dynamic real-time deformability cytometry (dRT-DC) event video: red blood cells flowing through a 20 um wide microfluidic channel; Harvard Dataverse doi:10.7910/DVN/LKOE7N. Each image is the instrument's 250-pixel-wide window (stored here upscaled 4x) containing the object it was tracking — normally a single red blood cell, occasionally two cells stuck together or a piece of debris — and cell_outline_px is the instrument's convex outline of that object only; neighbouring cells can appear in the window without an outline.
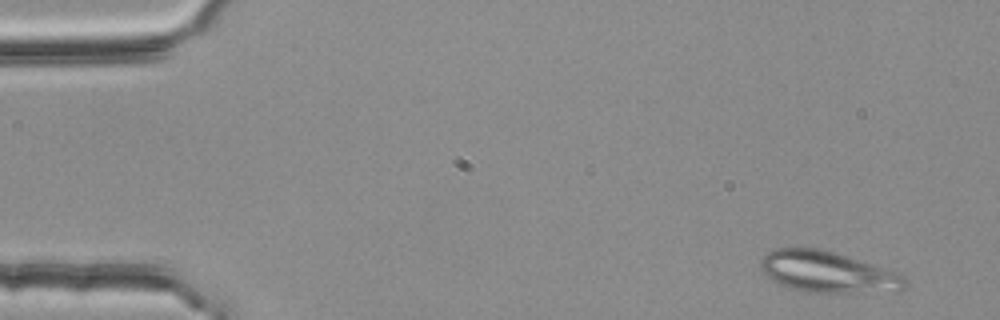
{"species": "common noctule bat (a hibernating species)", "species_latin": "Nyctalus noctula", "temperature_condition": "room temperature", "stored_images_in_passage": 4, "camera_frame_rate_fps": 3000, "um_per_image_px": 0.085, "animal": {"sex": "female", "body_mass_g": 25.1}, "frame": {"image": 1, "passage_image": 1, "time_ms": 0.0, "image_size_px": [1000, 320], "cell_outline_px": [[908, 288], [900, 292], [808, 292], [788, 288], [772, 280], [760, 268], [760, 260], [768, 252], [780, 248], [816, 248], [832, 252], [904, 276], [908, 280]], "centroid_in_image_um": [70.36, 23.15], "position_along_channel_um": 14.6, "area_um2": 34.1}}